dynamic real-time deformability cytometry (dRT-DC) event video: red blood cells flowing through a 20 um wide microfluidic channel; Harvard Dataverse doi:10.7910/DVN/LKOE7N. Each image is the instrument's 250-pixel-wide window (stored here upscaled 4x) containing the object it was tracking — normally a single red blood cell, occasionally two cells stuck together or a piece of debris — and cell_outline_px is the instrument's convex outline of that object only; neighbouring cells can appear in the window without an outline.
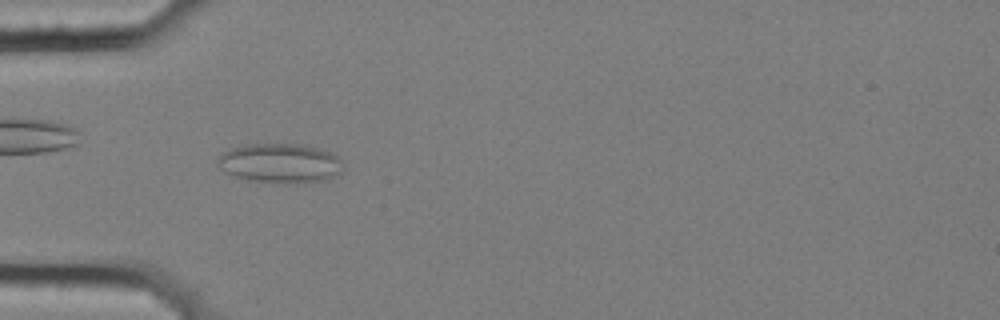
{"species": "common noctule bat (a hibernating species)", "species_latin": "Nyctalus noctula", "temperature_condition": "cold", "stored_images_in_passage": 56, "camera_frame_rate_fps": 3000, "um_per_image_px": 0.085, "animal": {"sex": "female", "body_mass_g": 25.1}, "frame": {"image": 1, "passage_image": 17, "time_ms": 5.333, "image_size_px": [1000, 320], "cell_outline_px": [[340, 172], [336, 176], [324, 180], [296, 184], [284, 184], [248, 180], [232, 176], [224, 172], [216, 164], [216, 160], [224, 152], [232, 148], [248, 144], [296, 144], [316, 148], [328, 152], [336, 156], [340, 160]], "centroid_in_image_um": [23.75, 13.9], "position_along_channel_um": 61.3, "area_um2": 28.84}, "authors_computed_cell_mechanics": {"area_um2": 23.12, "velocity_mm_per_s": 3.5544, "shape_relaxation_time_tau1_ms": null, "shape_relaxation_time_tau2_ms": 1.8063, "deformation_change_tau1": null, "deformation_change_tau2": 0.0938}}